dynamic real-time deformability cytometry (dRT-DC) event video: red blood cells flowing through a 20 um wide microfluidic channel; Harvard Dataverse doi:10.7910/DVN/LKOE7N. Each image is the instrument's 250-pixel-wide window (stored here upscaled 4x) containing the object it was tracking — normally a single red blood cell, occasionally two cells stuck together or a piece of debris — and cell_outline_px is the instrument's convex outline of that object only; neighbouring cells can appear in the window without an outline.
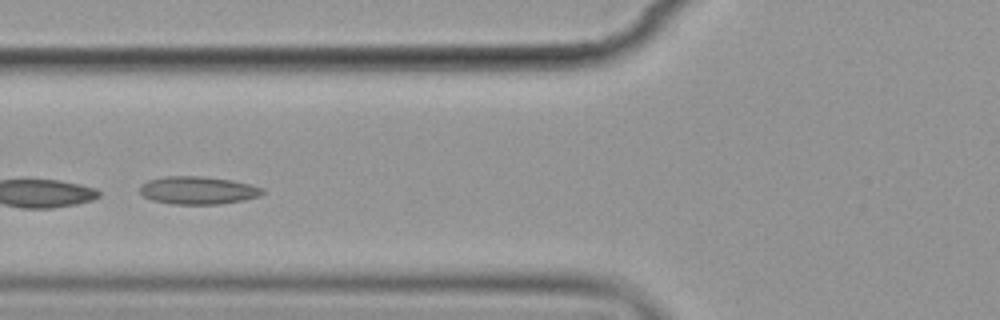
{"species": "common noctule bat (a hibernating species)", "species_latin": "Nyctalus noctula", "temperature_condition": "cold", "stored_images_in_passage": 6, "camera_frame_rate_fps": 3000, "um_per_image_px": 0.085, "animal": {"sex": "female", "body_mass_g": 19.9}, "frame": {"image": 1, "passage_image": 6, "time_ms": 6.0, "image_size_px": [1000, 320], "cell_outline_px": [[264, 192], [260, 196], [244, 200], [220, 204], [172, 204], [152, 200], [144, 196], [140, 192], [140, 184], [148, 180], [164, 176], [204, 176], [232, 180], [264, 188]], "centroid_in_image_um": [16.82, 16.17], "position_along_channel_um": 109.0, "area_um2": 20.0}}